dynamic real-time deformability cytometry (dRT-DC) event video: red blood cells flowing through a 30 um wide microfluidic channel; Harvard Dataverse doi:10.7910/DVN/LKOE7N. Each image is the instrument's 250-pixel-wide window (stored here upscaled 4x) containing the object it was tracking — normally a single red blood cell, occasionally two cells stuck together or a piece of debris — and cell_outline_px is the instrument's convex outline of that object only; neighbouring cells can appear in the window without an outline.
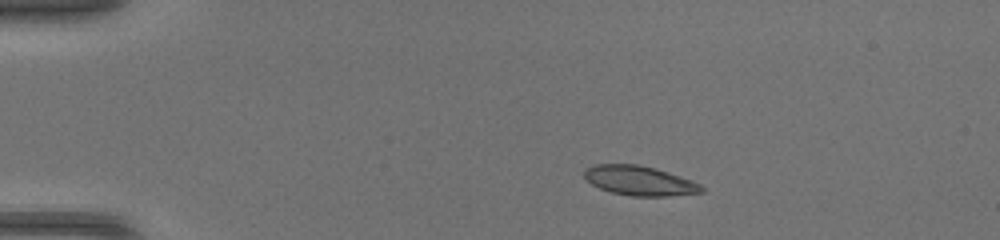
{"species": "common noctule bat (a hibernating species)", "species_latin": "Nyctalus noctula", "temperature_condition": "warm", "stored_images_in_passage": 41, "camera_frame_rate_fps": 3000, "um_per_image_px": 0.085, "animal": {"sex": "female", "body_mass_g": 17.0, "forearm_length_mm": 48.0}, "frame": {"image": 1, "passage_image": 1, "time_ms": 0.0, "image_size_px": [1000, 240], "cell_outline_px": [[704, 192], [668, 196], [632, 196], [612, 192], [600, 188], [592, 184], [584, 176], [584, 168], [592, 164], [636, 164], [656, 168], [692, 180], [700, 184], [704, 188]], "centroid_in_image_um": [54.36, 15.35], "position_along_channel_um": 30.6, "area_um2": 20.23}}
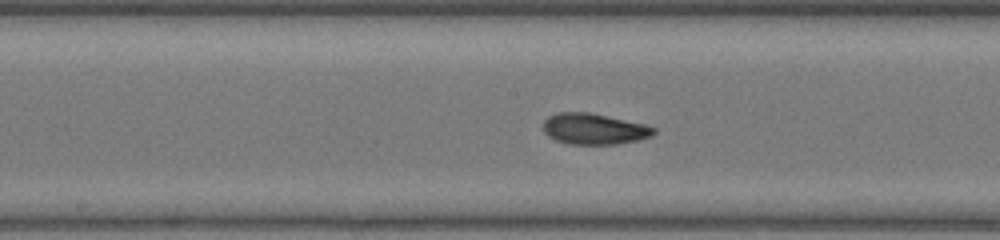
{"frame": {"image": 2, "passage_image": 18, "time_ms": 5.667, "image_size_px": [1000, 240], "cell_outline_px": [[656, 132], [652, 136], [640, 140], [616, 144], [568, 144], [556, 140], [548, 136], [544, 132], [544, 120], [548, 116], [556, 112], [588, 112], [644, 124], [656, 128]], "centroid_in_image_um": [50.49, 10.96], "position_along_channel_um": 197.7, "area_um2": 20.0}}
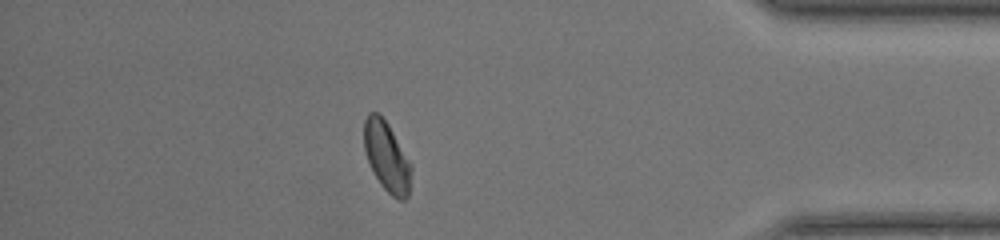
{"frame": {"image": 3, "passage_image": 35, "time_ms": 11.333, "image_size_px": [1000, 240], "cell_outline_px": [[412, 168], [408, 196], [404, 200], [400, 200], [392, 196], [380, 184], [368, 160], [364, 148], [364, 120], [368, 112], [376, 112], [388, 124], [412, 164]], "centroid_in_image_um": [32.89, 13.32], "position_along_channel_um": 402.3, "area_um2": 19.02}, "authors_computed_cell_mechanics": {"area_um2": 19.652, "velocity_mm_per_s": 4.2387, "shape_relaxation_time_tau1_ms": null, "shape_relaxation_time_tau2_ms": 1.9136, "deformation_change_tau1": null, "deformation_change_tau2": 0.058}}